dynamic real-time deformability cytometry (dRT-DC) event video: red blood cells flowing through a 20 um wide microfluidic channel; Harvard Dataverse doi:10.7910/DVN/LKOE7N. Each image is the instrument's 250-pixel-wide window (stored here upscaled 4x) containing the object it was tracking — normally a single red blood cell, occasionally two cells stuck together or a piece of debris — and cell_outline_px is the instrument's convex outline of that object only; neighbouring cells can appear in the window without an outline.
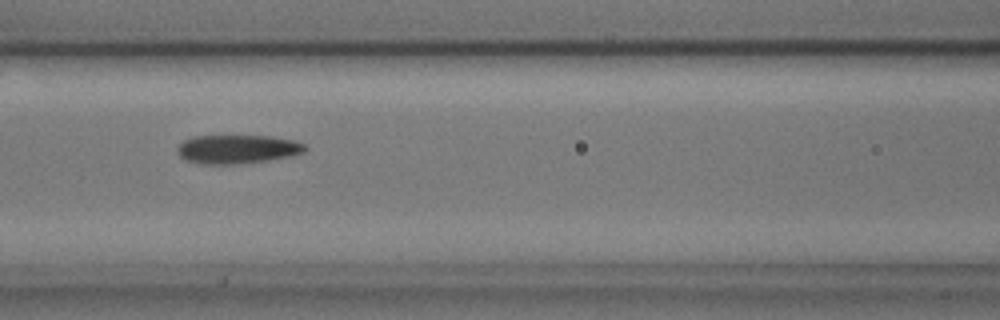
{"species": "common noctule bat (a hibernating species)", "species_latin": "Nyctalus noctula", "temperature_condition": "cold", "stored_images_in_passage": 43, "camera_frame_rate_fps": 3000, "um_per_image_px": 0.085, "animal": {"sex": "male", "body_mass_g": 17.9, "forearm_length_mm": 54.2}, "frame": {"image": 1, "passage_image": 11, "time_ms": 3.333, "image_size_px": [1000, 320], "cell_outline_px": [[308, 148], [304, 152], [292, 156], [268, 160], [240, 164], [200, 164], [184, 160], [176, 152], [176, 148], [184, 140], [192, 136], [268, 136], [296, 140], [304, 144]], "centroid_in_image_um": [20.17, 12.68], "position_along_channel_um": 146.4, "area_um2": 21.68}}
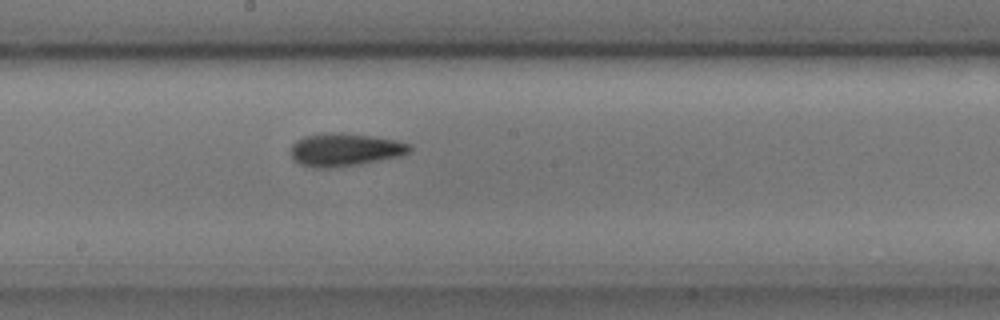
{"frame": {"image": 2, "passage_image": 17, "time_ms": 5.333, "image_size_px": [1000, 320], "cell_outline_px": [[412, 148], [408, 152], [400, 156], [360, 164], [336, 168], [312, 168], [300, 164], [292, 160], [292, 144], [296, 140], [304, 136], [324, 132], [344, 132], [372, 136], [396, 140], [412, 144]], "centroid_in_image_um": [29.3, 12.72], "position_along_channel_um": 218.9, "area_um2": 23.18}}
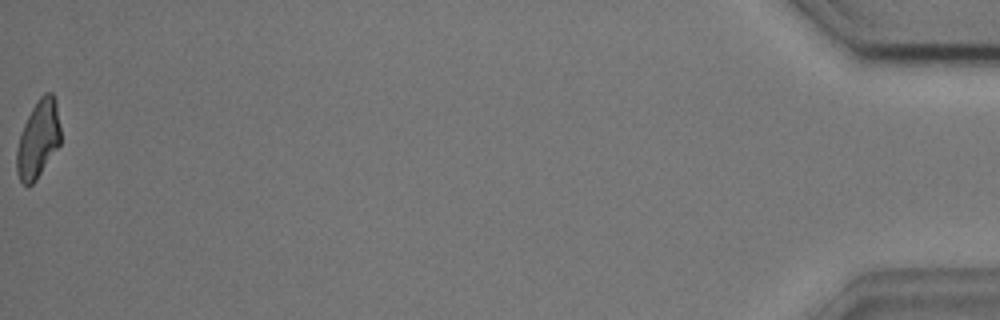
{"frame": {"image": 3, "passage_image": 43, "time_ms": 14.0, "image_size_px": [1000, 320], "cell_outline_px": [[60, 144], [36, 180], [32, 184], [24, 184], [20, 180], [16, 172], [16, 148], [24, 124], [32, 108], [40, 96], [44, 92], [52, 92], [56, 100], [60, 128]], "centroid_in_image_um": [3.24, 11.81], "position_along_channel_um": 432.0, "area_um2": 19.77}, "authors_computed_cell_mechanics": {"area_um2": 20.9814, "velocity_mm_per_s": 3.6273, "shape_relaxation_time_tau1_ms": 5.2539, "shape_relaxation_time_tau2_ms": 3.0811, "deformation_change_tau1": 0.1704, "deformation_change_tau2": 0.1086}}